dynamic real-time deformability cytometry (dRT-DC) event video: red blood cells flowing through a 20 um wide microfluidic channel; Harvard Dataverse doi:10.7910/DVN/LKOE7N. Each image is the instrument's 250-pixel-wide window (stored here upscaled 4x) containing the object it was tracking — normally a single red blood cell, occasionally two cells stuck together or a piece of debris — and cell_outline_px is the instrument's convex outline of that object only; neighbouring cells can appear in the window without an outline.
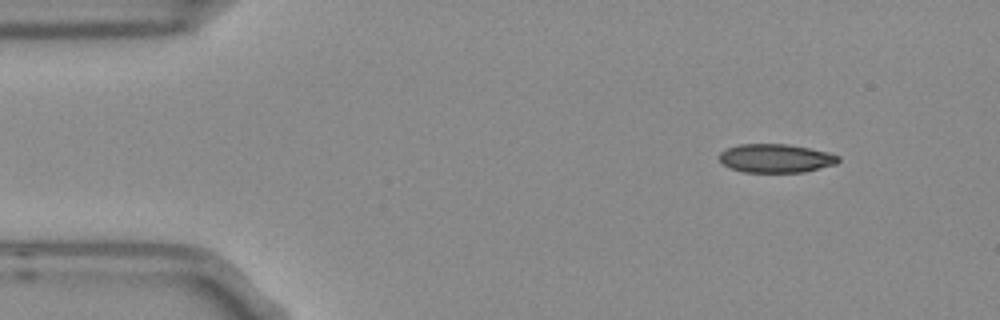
{"species": "Egyptian fruit bat (a non-hibernating species)", "species_latin": "Rousettus aegyptiacus", "temperature_condition": "room temperature", "stored_images_in_passage": 5, "camera_frame_rate_fps": 3000, "um_per_image_px": 0.085, "frame": {"image": 1, "passage_image": 1, "time_ms": 0.0, "image_size_px": [1000, 320], "cell_outline_px": [[840, 160], [836, 164], [804, 172], [744, 172], [732, 168], [724, 164], [720, 160], [720, 152], [728, 148], [740, 144], [788, 144], [828, 152], [840, 156]], "centroid_in_image_um": [65.97, 13.45], "position_along_channel_um": 19.0, "area_um2": 19.71}}
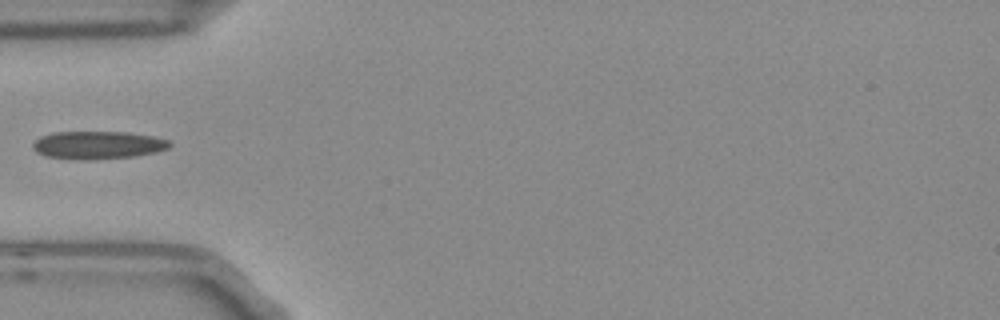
{"frame": {"image": 2, "passage_image": 4, "time_ms": 1.0, "image_size_px": [1000, 320], "cell_outline_px": [[172, 144], [168, 148], [156, 152], [132, 156], [88, 160], [44, 156], [36, 152], [32, 148], [32, 144], [40, 136], [52, 132], [128, 132], [156, 136], [172, 140]], "centroid_in_image_um": [8.34, 12.31], "position_along_channel_um": 76.7, "area_um2": 22.37}}
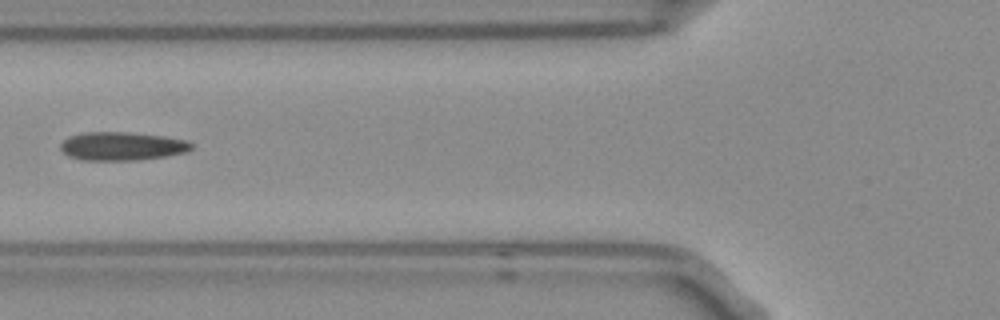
{"frame": {"image": 3, "passage_image": 5, "time_ms": 1.333, "image_size_px": [1000, 320], "cell_outline_px": [[192, 148], [188, 152], [168, 156], [136, 160], [84, 160], [68, 156], [60, 148], [60, 144], [68, 136], [84, 132], [128, 132], [164, 136], [188, 140], [192, 144]], "centroid_in_image_um": [10.39, 12.42], "position_along_channel_um": 115.4, "area_um2": 21.85}}